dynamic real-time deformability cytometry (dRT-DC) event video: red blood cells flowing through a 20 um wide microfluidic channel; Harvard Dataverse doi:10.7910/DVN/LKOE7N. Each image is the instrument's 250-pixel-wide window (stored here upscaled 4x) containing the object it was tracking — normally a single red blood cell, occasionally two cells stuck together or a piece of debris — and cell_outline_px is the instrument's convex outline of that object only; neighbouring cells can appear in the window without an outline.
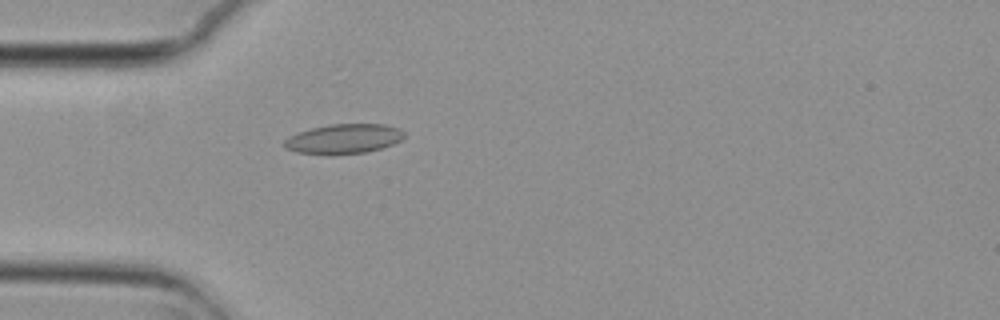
{"species": "common noctule bat (a hibernating species)", "species_latin": "Nyctalus noctula", "temperature_condition": "cold", "stored_images_in_passage": 55, "camera_frame_rate_fps": 3000, "um_per_image_px": 0.085, "animal": {"sex": "female", "body_mass_g": 29.2, "forearm_length_mm": 56.3}, "frame": {"image": 1, "passage_image": 16, "time_ms": 5.0, "image_size_px": [1000, 320], "cell_outline_px": [[404, 136], [400, 140], [392, 144], [368, 152], [332, 156], [296, 152], [284, 148], [284, 140], [288, 136], [296, 132], [328, 124], [384, 124], [400, 128], [404, 132]], "centroid_in_image_um": [29.17, 11.82], "position_along_channel_um": 55.8, "area_um2": 21.15}}
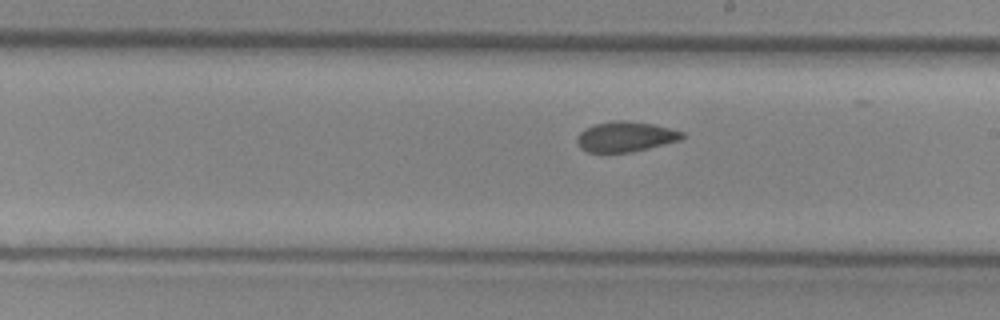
{"frame": {"image": 2, "passage_image": 31, "time_ms": 10.0, "image_size_px": [1000, 320], "cell_outline_px": [[684, 136], [680, 140], [632, 152], [588, 152], [580, 148], [576, 140], [576, 136], [584, 128], [596, 124], [616, 120], [628, 120], [652, 124], [684, 132]], "centroid_in_image_um": [53.13, 11.61], "position_along_channel_um": 235.9, "area_um2": 18.44}}
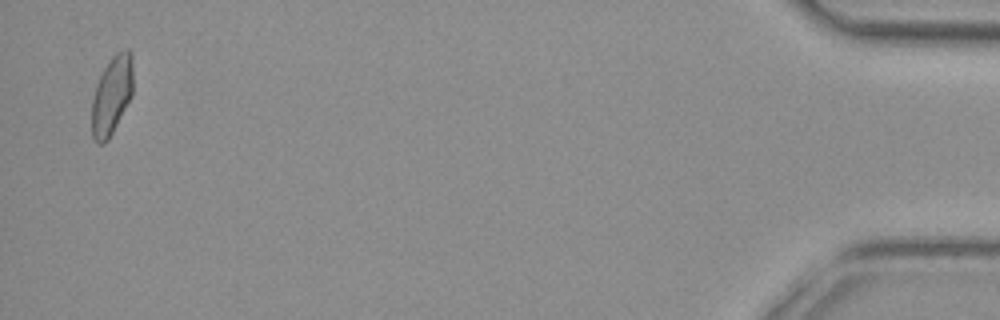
{"frame": {"image": 3, "passage_image": 54, "time_ms": 17.667, "image_size_px": [1000, 320], "cell_outline_px": [[132, 96], [108, 140], [104, 144], [96, 144], [92, 136], [92, 96], [96, 84], [108, 60], [116, 52], [124, 48], [128, 48], [132, 56]], "centroid_in_image_um": [9.49, 8.09], "position_along_channel_um": 425.7, "area_um2": 19.07}, "authors_computed_cell_mechanics": {"area_um2": 19.074, "velocity_mm_per_s": 3.707, "shape_relaxation_time_tau1_ms": null, "shape_relaxation_time_tau2_ms": 2.842, "deformation_change_tau1": null, "deformation_change_tau2": 0.0785}}